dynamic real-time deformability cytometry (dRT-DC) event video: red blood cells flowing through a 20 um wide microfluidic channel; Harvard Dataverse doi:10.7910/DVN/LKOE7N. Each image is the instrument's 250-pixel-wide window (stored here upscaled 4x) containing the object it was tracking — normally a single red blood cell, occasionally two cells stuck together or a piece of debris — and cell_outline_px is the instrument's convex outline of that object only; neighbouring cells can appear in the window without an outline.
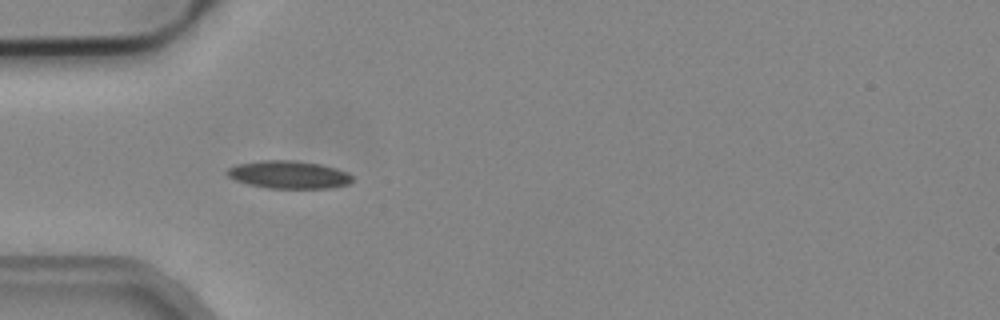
{"species": "common noctule bat (a hibernating species)", "species_latin": "Nyctalus noctula", "temperature_condition": "cold", "stored_images_in_passage": 1, "camera_frame_rate_fps": 3000, "um_per_image_px": 0.085, "animal": {"sex": "male", "body_mass_g": 19.2, "forearm_length_mm": 51.8}, "frame": {"image": 1, "passage_image": 1, "time_ms": 0.0, "image_size_px": [1000, 320], "cell_outline_px": [[352, 180], [348, 184], [332, 188], [268, 188], [248, 184], [236, 180], [228, 176], [224, 172], [228, 168], [236, 164], [264, 160], [292, 160], [320, 164], [336, 168], [348, 172], [352, 176]], "centroid_in_image_um": [24.53, 14.84], "position_along_channel_um": 60.5, "area_um2": 20.29}}